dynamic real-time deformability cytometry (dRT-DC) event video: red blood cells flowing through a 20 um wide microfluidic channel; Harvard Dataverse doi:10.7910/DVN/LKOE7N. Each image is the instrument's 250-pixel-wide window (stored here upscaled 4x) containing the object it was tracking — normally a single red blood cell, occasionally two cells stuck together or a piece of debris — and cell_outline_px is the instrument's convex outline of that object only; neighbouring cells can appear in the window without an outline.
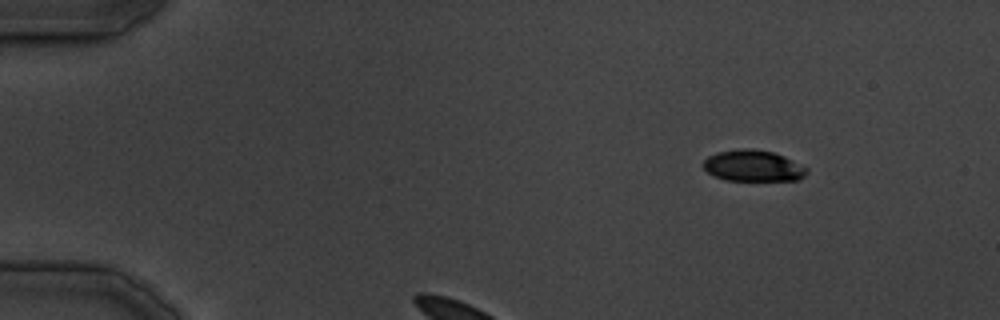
{"species": "common noctule bat (a hibernating species)", "species_latin": "Nyctalus noctula", "temperature_condition": "cold", "stored_images_in_passage": 27, "camera_frame_rate_fps": 3000, "um_per_image_px": 0.085, "animal": {"sex": "male", "body_mass_g": 19.5, "forearm_length_mm": 54.6}, "frame": {"image": 1, "passage_image": 1, "time_ms": 0.0, "image_size_px": [1000, 320], "cell_outline_px": [[808, 172], [800, 180], [728, 180], [716, 176], [708, 172], [704, 168], [704, 160], [708, 156], [716, 152], [740, 148], [752, 148], [772, 152], [784, 156], [808, 168]], "centroid_in_image_um": [64.03, 14.08], "position_along_channel_um": 21.0, "area_um2": 18.79}}
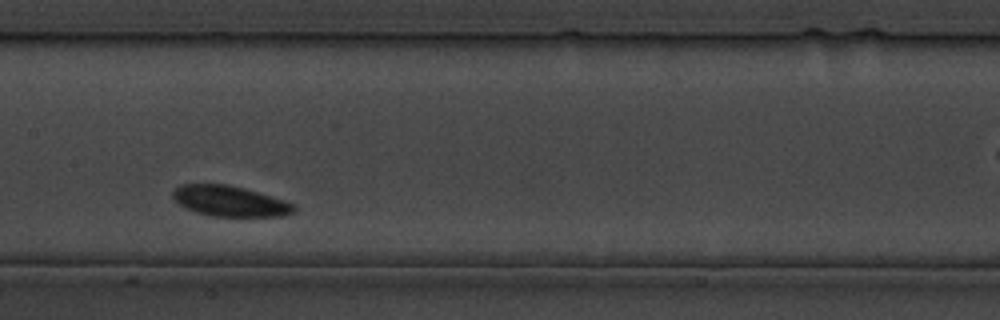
{"frame": {"image": 2, "passage_image": 12, "time_ms": 13.333, "image_size_px": [1000, 320], "cell_outline_px": [[296, 208], [292, 212], [284, 216], [212, 216], [196, 212], [180, 204], [172, 196], [172, 192], [180, 184], [228, 184], [244, 188], [284, 200], [292, 204]], "centroid_in_image_um": [19.52, 17.09], "position_along_channel_um": 187.9, "area_um2": 21.27}}